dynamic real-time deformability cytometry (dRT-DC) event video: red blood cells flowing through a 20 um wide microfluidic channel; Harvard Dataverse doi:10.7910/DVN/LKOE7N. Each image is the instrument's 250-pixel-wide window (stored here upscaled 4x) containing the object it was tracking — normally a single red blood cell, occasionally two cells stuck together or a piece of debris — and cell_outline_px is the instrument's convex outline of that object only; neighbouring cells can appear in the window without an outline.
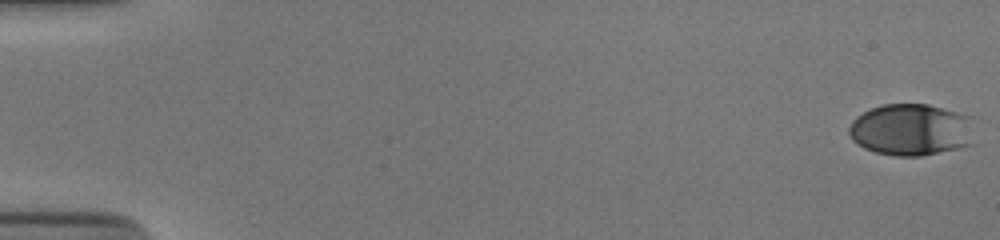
{"species": "human", "species_latin": "Homo sapiens", "temperature_condition": "cold", "stored_images_in_passage": 54, "camera_frame_rate_fps": 3000, "um_per_image_px": 0.085, "donor": {"sex": "male"}, "frame": {"image": 1, "passage_image": 1, "time_ms": 0.0, "image_size_px": [1000, 240], "cell_outline_px": [[972, 144], [956, 148], [920, 156], [896, 156], [876, 152], [864, 148], [856, 144], [852, 140], [848, 132], [848, 128], [852, 120], [856, 116], [872, 108], [884, 104], [928, 104], [972, 116]], "centroid_in_image_um": [77.43, 11.02], "position_along_channel_um": 7.6, "area_um2": 38.03}}
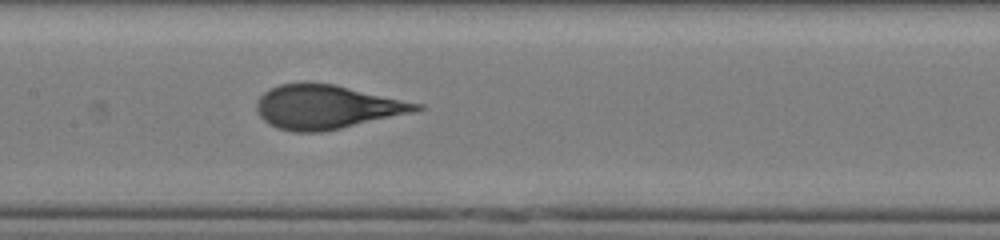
{"frame": {"image": 2, "passage_image": 28, "time_ms": 9.0, "image_size_px": [1000, 240], "cell_outline_px": [[424, 108], [412, 112], [340, 128], [320, 132], [292, 132], [276, 128], [264, 120], [260, 116], [256, 108], [256, 100], [268, 88], [280, 84], [332, 84], [424, 104]], "centroid_in_image_um": [27.73, 9.1], "position_along_channel_um": 179.7, "area_um2": 40.23}}
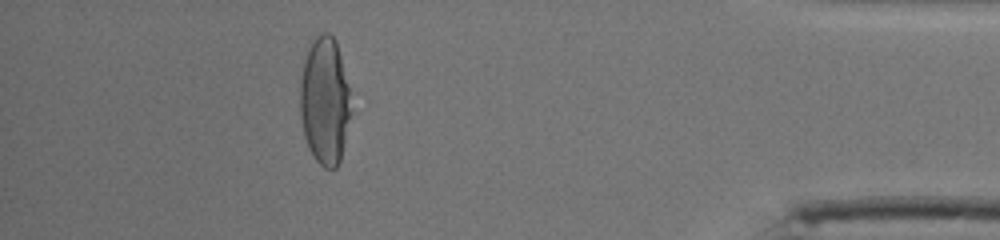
{"frame": {"image": 3, "passage_image": 49, "time_ms": 16.0, "image_size_px": [1000, 240], "cell_outline_px": [[352, 108], [340, 160], [336, 168], [324, 168], [316, 160], [308, 148], [304, 136], [300, 116], [300, 80], [304, 60], [308, 48], [316, 36], [324, 32], [328, 32], [336, 40], [348, 88]], "centroid_in_image_um": [27.59, 8.59], "position_along_channel_um": 407.6, "area_um2": 37.69}, "authors_computed_cell_mechanics": {"area_um2": 40.171, "velocity_mm_per_s": 3.8812, "shape_relaxation_time_tau1_ms": 3.9484, "shape_relaxation_time_tau2_ms": null, "deformation_change_tau1": 0.2109, "deformation_change_tau2": null}}